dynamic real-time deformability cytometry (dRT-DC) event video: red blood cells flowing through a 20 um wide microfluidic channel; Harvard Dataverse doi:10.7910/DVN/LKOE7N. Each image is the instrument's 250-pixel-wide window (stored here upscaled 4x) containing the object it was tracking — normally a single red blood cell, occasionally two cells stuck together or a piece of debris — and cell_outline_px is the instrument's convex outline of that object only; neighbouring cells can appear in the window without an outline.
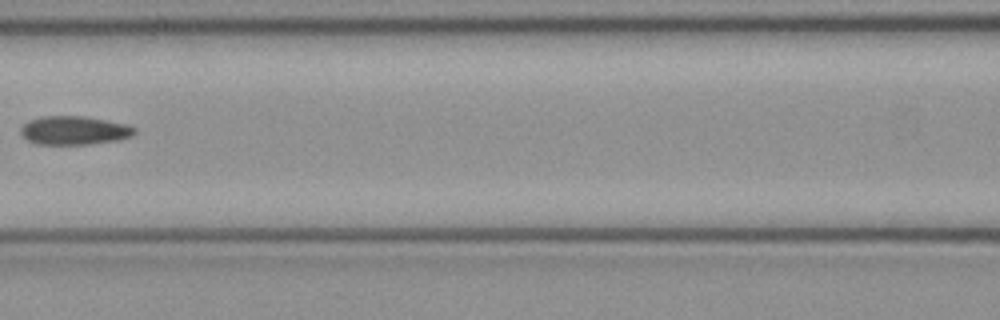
{"species": "common noctule bat (a hibernating species)", "species_latin": "Nyctalus noctula", "temperature_condition": "cold", "stored_images_in_passage": 6, "camera_frame_rate_fps": 3000, "um_per_image_px": 0.085, "animal": {"sex": "female", "body_mass_g": 21.9}, "frame": {"image": 1, "passage_image": 6, "time_ms": 1.667, "image_size_px": [1000, 320], "cell_outline_px": [[136, 132], [132, 136], [120, 140], [88, 144], [36, 144], [28, 140], [20, 132], [20, 128], [28, 120], [40, 116], [84, 116], [124, 124], [136, 128]], "centroid_in_image_um": [6.29, 11.08], "position_along_channel_um": 160.3, "area_um2": 18.96}}